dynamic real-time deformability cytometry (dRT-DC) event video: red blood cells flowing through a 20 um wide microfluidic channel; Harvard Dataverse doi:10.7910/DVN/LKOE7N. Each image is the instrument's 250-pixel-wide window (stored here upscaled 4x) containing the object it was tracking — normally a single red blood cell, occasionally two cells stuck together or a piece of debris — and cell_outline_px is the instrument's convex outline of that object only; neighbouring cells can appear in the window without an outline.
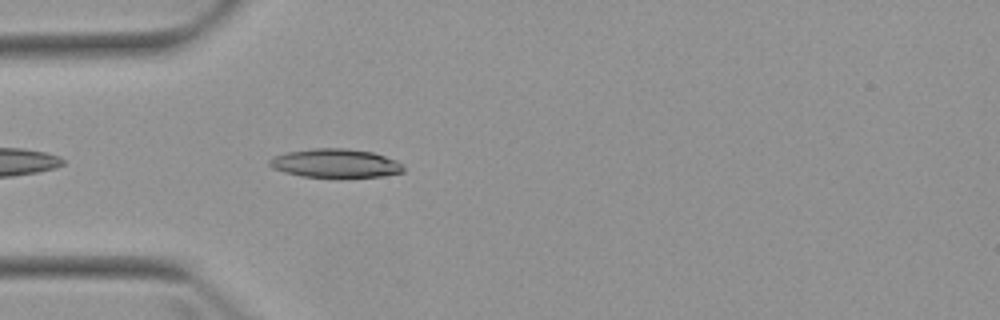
{"species": "Egyptian fruit bat (a non-hibernating species)", "species_latin": "Rousettus aegyptiacus", "temperature_condition": "warm", "stored_images_in_passage": 4, "camera_frame_rate_fps": 3000, "um_per_image_px": 0.085, "animal": {"sex": "female"}, "frame": {"image": 1, "passage_image": 4, "time_ms": 4.667, "image_size_px": [1000, 320], "cell_outline_px": [[404, 172], [380, 176], [300, 176], [284, 172], [272, 168], [268, 164], [268, 160], [276, 156], [288, 152], [316, 148], [344, 148], [372, 152], [396, 160], [404, 168]], "centroid_in_image_um": [28.49, 13.86], "position_along_channel_um": 56.5, "area_um2": 21.91}}